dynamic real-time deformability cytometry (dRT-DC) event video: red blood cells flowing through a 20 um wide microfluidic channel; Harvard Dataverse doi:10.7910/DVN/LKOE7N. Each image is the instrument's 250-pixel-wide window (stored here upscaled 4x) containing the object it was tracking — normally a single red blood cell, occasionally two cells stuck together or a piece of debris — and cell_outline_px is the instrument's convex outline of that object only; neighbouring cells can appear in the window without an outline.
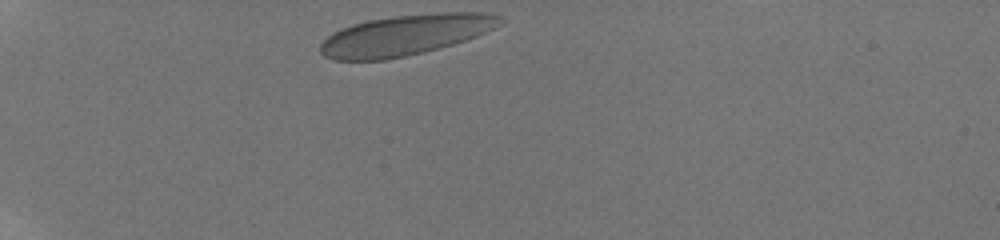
{"species": "human", "species_latin": "Homo sapiens", "temperature_condition": "room temperature", "stored_images_in_passage": 70, "camera_frame_rate_fps": 3000, "um_per_image_px": 0.085, "donor": {"sex": "male"}, "frame": {"image": 1, "passage_image": 1, "time_ms": 0.0, "image_size_px": [1000, 240], "cell_outline_px": [[504, 20], [492, 28], [476, 36], [452, 44], [424, 52], [408, 56], [384, 60], [336, 60], [324, 56], [320, 52], [320, 44], [328, 36], [352, 24], [368, 20], [396, 16], [444, 12], [484, 12], [500, 16]], "centroid_in_image_um": [34.44, 2.98], "position_along_channel_um": 50.6, "area_um2": 41.96}}
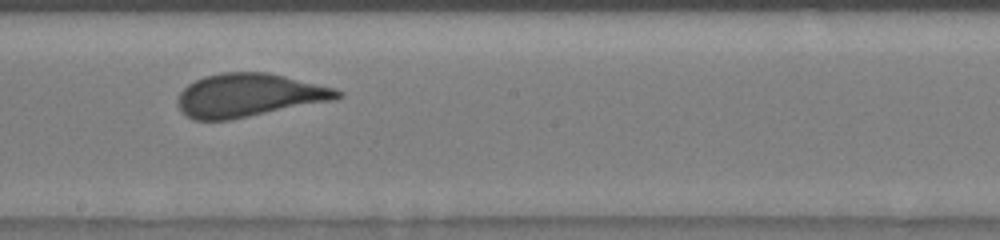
{"frame": {"image": 2, "passage_image": 39, "time_ms": 5.667, "image_size_px": [1000, 240], "cell_outline_px": [[344, 96], [336, 100], [232, 120], [196, 120], [180, 112], [176, 104], [176, 100], [180, 92], [188, 84], [204, 76], [224, 72], [268, 72], [332, 88], [344, 92]], "centroid_in_image_um": [21.14, 8.11], "position_along_channel_um": 227.1, "area_um2": 40.58}}
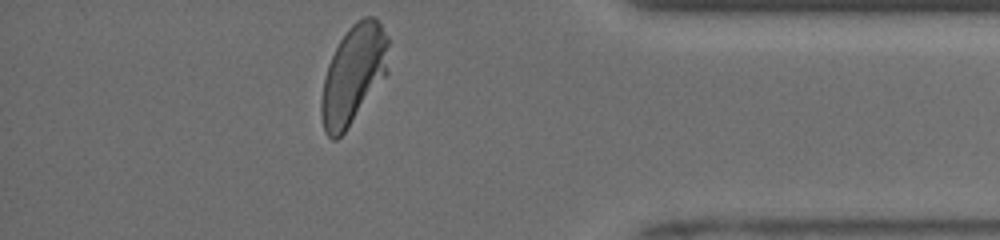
{"frame": {"image": 3, "passage_image": 70, "time_ms": 10.667, "image_size_px": [1000, 240], "cell_outline_px": [[388, 72], [344, 132], [336, 140], [332, 140], [324, 132], [320, 112], [320, 100], [324, 80], [328, 64], [340, 40], [348, 28], [356, 20], [364, 16], [372, 16], [380, 24], [388, 36]], "centroid_in_image_um": [30.03, 6.33], "position_along_channel_um": 405.2, "area_um2": 38.32}, "authors_computed_cell_mechanics": {"area_um2": 40.1132, "velocity_mm_per_s": 3.9268, "shape_relaxation_time_tau1_ms": 5.3851, "shape_relaxation_time_tau2_ms": null, "deformation_change_tau1": 0.1568, "deformation_change_tau2": null}}